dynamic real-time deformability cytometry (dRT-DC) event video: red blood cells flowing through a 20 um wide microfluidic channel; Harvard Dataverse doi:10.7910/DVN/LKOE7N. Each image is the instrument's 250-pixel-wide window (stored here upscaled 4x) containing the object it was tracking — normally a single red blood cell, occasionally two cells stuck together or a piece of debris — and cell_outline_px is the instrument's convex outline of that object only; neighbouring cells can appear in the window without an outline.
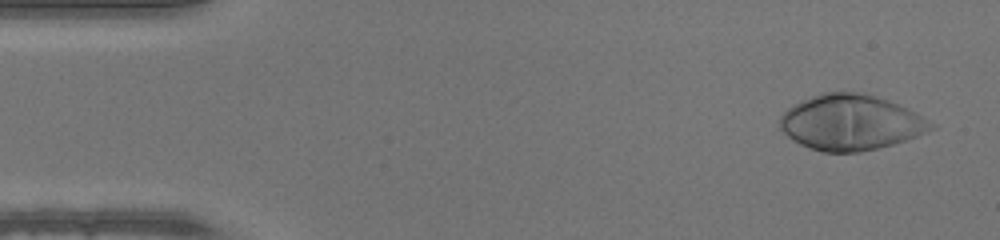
{"species": "human", "species_latin": "Homo sapiens", "temperature_condition": "warm", "stored_images_in_passage": 48, "camera_frame_rate_fps": 3000, "um_per_image_px": 0.085, "donor": {"sex": "male"}, "frame": {"image": 1, "passage_image": 2, "time_ms": 0.333, "image_size_px": [1000, 240], "cell_outline_px": [[936, 128], [916, 136], [892, 144], [860, 152], [824, 152], [800, 144], [788, 136], [780, 128], [780, 116], [792, 104], [800, 100], [824, 92], [860, 92], [876, 96], [888, 100], [908, 108], [936, 124]], "centroid_in_image_um": [72.32, 10.39], "position_along_channel_um": 12.7, "area_um2": 48.67}}
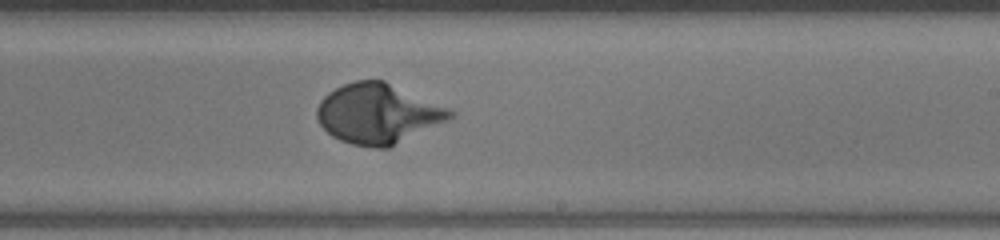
{"frame": {"image": 2, "passage_image": 28, "time_ms": 9.0, "image_size_px": [1000, 240], "cell_outline_px": [[456, 116], [448, 120], [388, 148], [372, 148], [352, 144], [340, 140], [332, 136], [320, 124], [316, 116], [316, 108], [320, 100], [328, 92], [344, 84], [356, 80], [384, 80], [448, 108], [456, 112]], "centroid_in_image_um": [32.11, 9.66], "position_along_channel_um": 256.9, "area_um2": 46.3}}
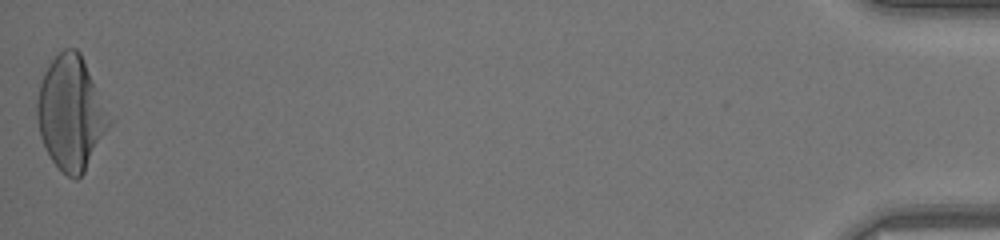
{"frame": {"image": 3, "passage_image": 48, "time_ms": 15.667, "image_size_px": [1000, 240], "cell_outline_px": [[116, 120], [84, 172], [76, 180], [68, 176], [52, 160], [40, 136], [36, 116], [36, 100], [40, 84], [44, 72], [52, 60], [64, 48], [76, 48], [80, 52]], "centroid_in_image_um": [6.1, 9.6], "position_along_channel_um": 429.1, "area_um2": 48.73}}